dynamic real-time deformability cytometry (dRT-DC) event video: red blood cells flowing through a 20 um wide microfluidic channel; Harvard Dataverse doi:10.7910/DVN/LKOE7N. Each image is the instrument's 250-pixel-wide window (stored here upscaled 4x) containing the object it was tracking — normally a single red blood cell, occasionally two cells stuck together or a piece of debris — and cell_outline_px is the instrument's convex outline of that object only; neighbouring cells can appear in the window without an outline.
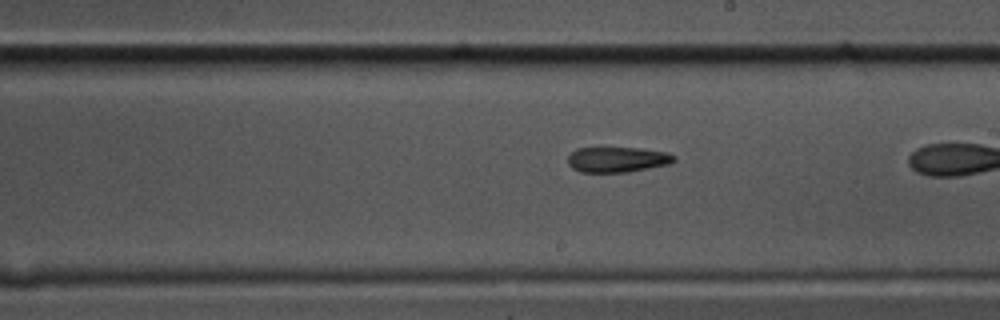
{"species": "common noctule bat (a hibernating species)", "species_latin": "Nyctalus noctula", "temperature_condition": "cold", "stored_images_in_passage": 35, "segment_of_instrument_passage": [2, 2], "camera_frame_rate_fps": 3000, "um_per_image_px": 0.085, "animal": {"sex": "male", "body_mass_g": 17.5, "forearm_length_mm": 52.3}, "frame": {"image": 1, "passage_image": 25, "time_ms": 8.0, "image_size_px": [1000, 320], "cell_outline_px": [[676, 160], [668, 164], [628, 172], [580, 172], [572, 168], [568, 164], [568, 156], [576, 148], [640, 148], [668, 152], [676, 156]], "centroid_in_image_um": [52.48, 13.56], "position_along_channel_um": 236.5, "area_um2": 15.72}}
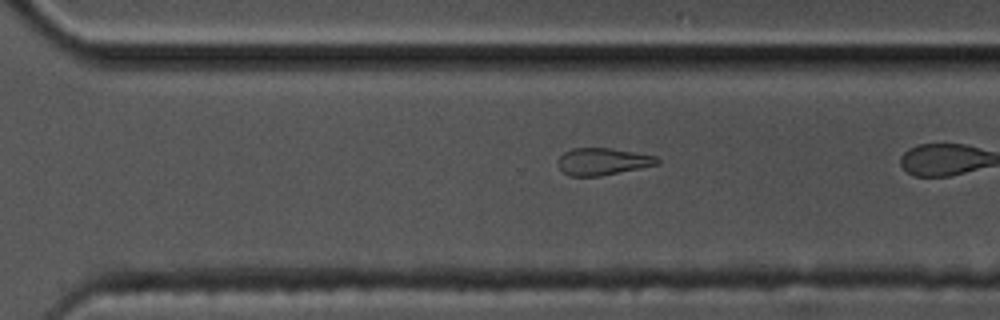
{"frame": {"image": 2, "passage_image": 32, "time_ms": 10.333, "image_size_px": [1000, 320], "cell_outline_px": [[660, 164], [600, 176], [568, 176], [556, 164], [560, 156], [564, 152], [572, 148], [612, 148], [656, 156], [660, 160]], "centroid_in_image_um": [51.22, 13.73], "position_along_channel_um": 319.4, "area_um2": 15.72}}